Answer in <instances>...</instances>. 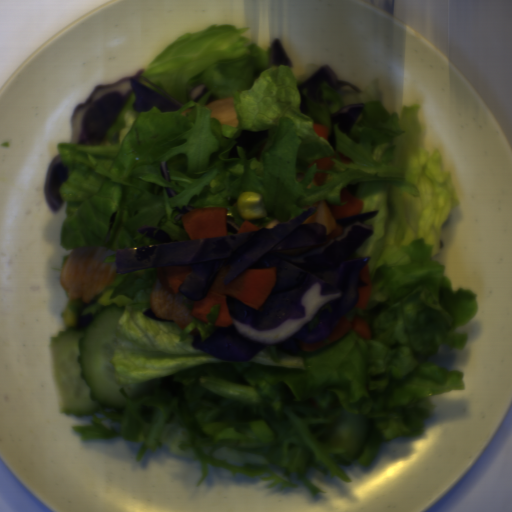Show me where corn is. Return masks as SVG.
Wrapping results in <instances>:
<instances>
[{
	"label": "corn",
	"mask_w": 512,
	"mask_h": 512,
	"mask_svg": "<svg viewBox=\"0 0 512 512\" xmlns=\"http://www.w3.org/2000/svg\"><path fill=\"white\" fill-rule=\"evenodd\" d=\"M62 321L68 328L77 326V316L70 308H66L63 312Z\"/></svg>",
	"instance_id": "2"
},
{
	"label": "corn",
	"mask_w": 512,
	"mask_h": 512,
	"mask_svg": "<svg viewBox=\"0 0 512 512\" xmlns=\"http://www.w3.org/2000/svg\"><path fill=\"white\" fill-rule=\"evenodd\" d=\"M236 210L240 218L248 221L267 216L263 198L255 191L240 194L236 201Z\"/></svg>",
	"instance_id": "1"
}]
</instances>
